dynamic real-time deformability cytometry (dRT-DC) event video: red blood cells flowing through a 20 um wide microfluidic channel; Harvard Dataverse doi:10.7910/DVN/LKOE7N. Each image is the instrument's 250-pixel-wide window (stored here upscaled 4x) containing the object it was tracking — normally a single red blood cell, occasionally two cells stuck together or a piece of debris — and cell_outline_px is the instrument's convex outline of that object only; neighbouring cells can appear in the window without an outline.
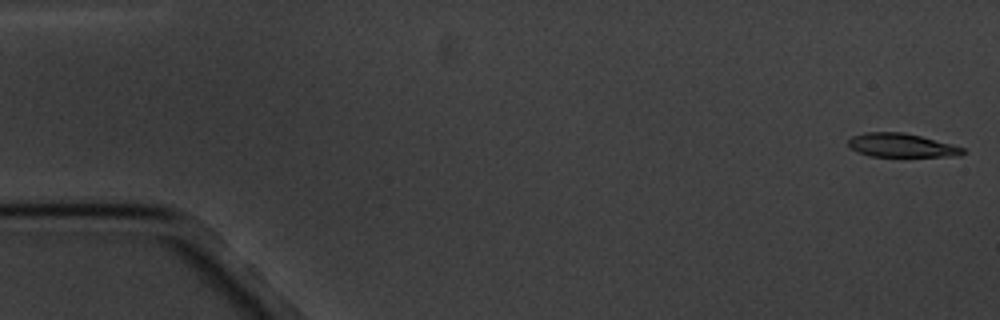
{"species": "common noctule bat (a hibernating species)", "species_latin": "Nyctalus noctula", "temperature_condition": "cold", "stored_images_in_passage": 5, "camera_frame_rate_fps": 3000, "um_per_image_px": 0.085, "animal": {"sex": "male", "body_mass_g": 20.1, "forearm_length_mm": 53.5}, "frame": {"image": 1, "passage_image": 1, "time_ms": 0.0, "image_size_px": [1000, 320], "cell_outline_px": [[968, 152], [960, 156], [868, 156], [856, 152], [848, 144], [848, 140], [852, 136], [864, 132], [904, 132], [952, 144], [964, 148]], "centroid_in_image_um": [76.63, 12.35], "position_along_channel_um": 8.4, "area_um2": 15.9}}
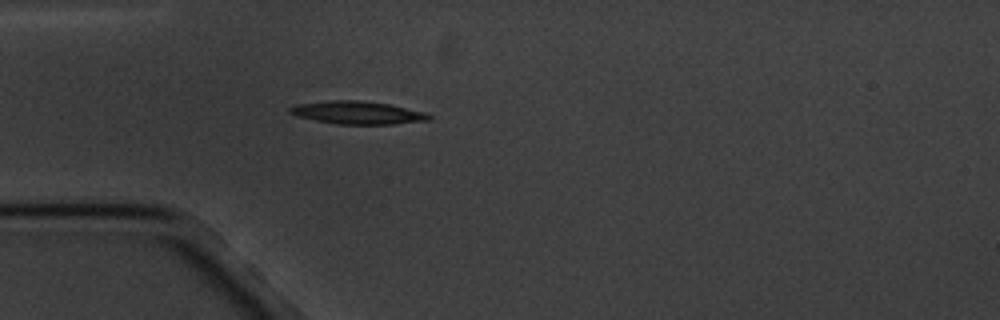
{"frame": {"image": 2, "passage_image": 5, "time_ms": 5.0, "image_size_px": [1000, 320], "cell_outline_px": [[432, 120], [392, 124], [336, 124], [296, 116], [288, 112], [288, 108], [296, 104], [328, 100], [360, 100], [388, 104], [424, 112], [432, 116]], "centroid_in_image_um": [30.36, 9.57], "position_along_channel_um": 54.6, "area_um2": 18.55}}